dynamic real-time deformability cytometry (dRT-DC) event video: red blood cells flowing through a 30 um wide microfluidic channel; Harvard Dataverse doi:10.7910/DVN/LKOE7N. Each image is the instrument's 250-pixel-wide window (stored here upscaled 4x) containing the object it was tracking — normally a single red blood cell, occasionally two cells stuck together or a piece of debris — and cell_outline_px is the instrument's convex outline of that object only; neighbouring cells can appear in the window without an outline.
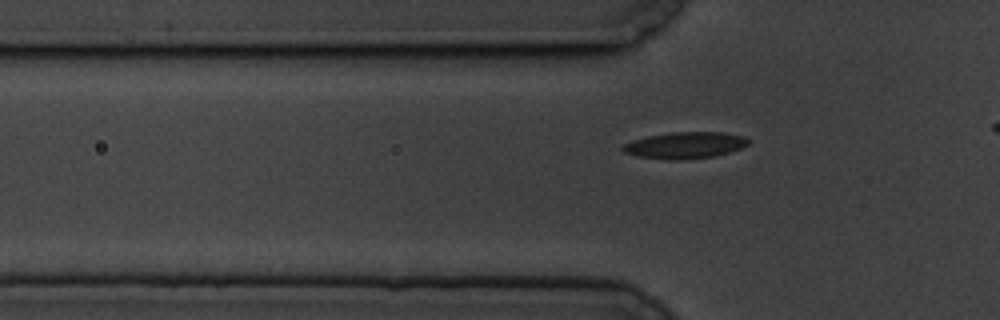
{"species": "common noctule bat (a hibernating species)", "species_latin": "Nyctalus noctula", "temperature_condition": "cold", "stored_images_in_passage": 41, "camera_frame_rate_fps": 3000, "um_per_image_px": 0.085, "animal": {"sex": "male", "body_mass_g": 19.5, "forearm_length_mm": 54.6}, "frame": {"image": 1, "passage_image": 11, "time_ms": 3.333, "image_size_px": [1000, 320], "cell_outline_px": [[752, 140], [748, 144], [740, 148], [716, 156], [680, 160], [668, 160], [636, 156], [624, 152], [620, 148], [624, 144], [632, 140], [648, 136], [672, 132], [724, 132], [744, 136]], "centroid_in_image_um": [58.23, 12.34], "position_along_channel_um": 67.6, "area_um2": 19.54}}
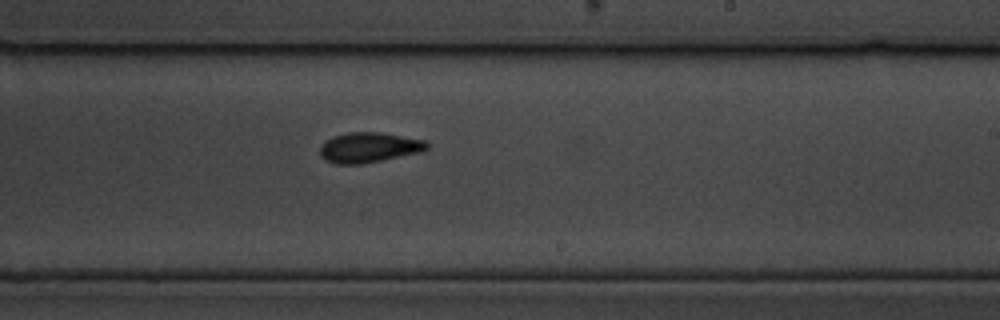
{"frame": {"image": 2, "passage_image": 28, "time_ms": 9.0, "image_size_px": [1000, 320], "cell_outline_px": [[428, 148], [424, 152], [360, 164], [336, 164], [324, 160], [320, 156], [320, 144], [324, 140], [332, 136], [348, 132], [380, 132], [424, 140], [428, 144]], "centroid_in_image_um": [31.33, 12.53], "position_along_channel_um": 257.7, "area_um2": 19.02}}
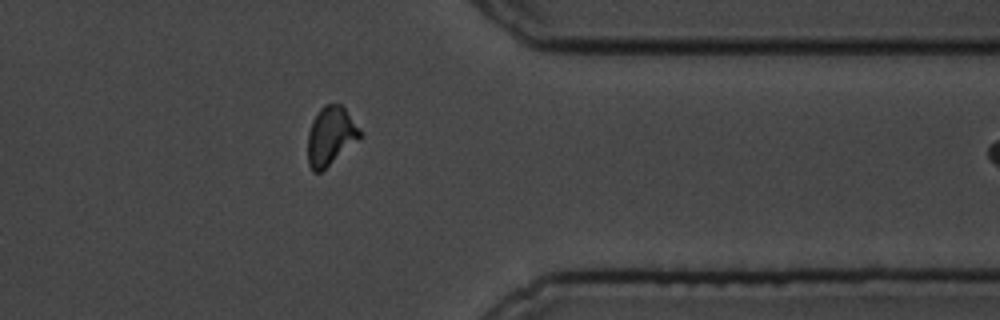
{"frame": {"image": 3, "passage_image": 40, "time_ms": 13.0, "image_size_px": [1000, 320], "cell_outline_px": [[364, 132], [360, 136], [320, 172], [312, 172], [308, 164], [308, 132], [312, 120], [316, 112], [324, 104], [340, 104], [344, 108]], "centroid_in_image_um": [28.07, 11.51], "position_along_channel_um": 383.3, "area_um2": 17.51}}